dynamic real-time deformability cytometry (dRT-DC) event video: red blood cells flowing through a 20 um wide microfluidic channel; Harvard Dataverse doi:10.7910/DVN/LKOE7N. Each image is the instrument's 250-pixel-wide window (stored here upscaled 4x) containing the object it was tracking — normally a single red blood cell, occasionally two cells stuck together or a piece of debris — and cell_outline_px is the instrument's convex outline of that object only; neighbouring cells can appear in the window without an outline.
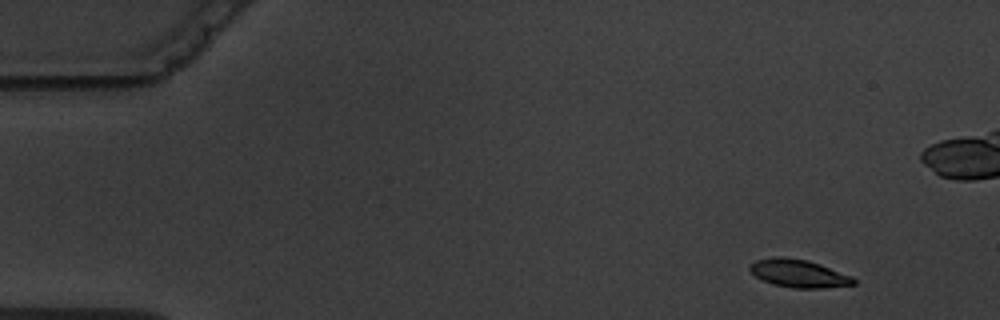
{"species": "common noctule bat (a hibernating species)", "species_latin": "Nyctalus noctula", "temperature_condition": "warm", "stored_images_in_passage": 5, "camera_frame_rate_fps": 3000, "um_per_image_px": 0.085, "animal": {"sex": "male", "body_mass_g": 19.5, "forearm_length_mm": 54.6}, "frame": {"image": 1, "passage_image": 1, "time_ms": 0.0, "image_size_px": [1000, 320], "cell_outline_px": [[856, 284], [824, 288], [796, 288], [772, 284], [756, 276], [748, 268], [756, 260], [780, 256], [784, 256], [808, 260], [820, 264], [852, 276], [856, 280]], "centroid_in_image_um": [67.92, 23.24], "position_along_channel_um": 17.1, "area_um2": 16.76}}